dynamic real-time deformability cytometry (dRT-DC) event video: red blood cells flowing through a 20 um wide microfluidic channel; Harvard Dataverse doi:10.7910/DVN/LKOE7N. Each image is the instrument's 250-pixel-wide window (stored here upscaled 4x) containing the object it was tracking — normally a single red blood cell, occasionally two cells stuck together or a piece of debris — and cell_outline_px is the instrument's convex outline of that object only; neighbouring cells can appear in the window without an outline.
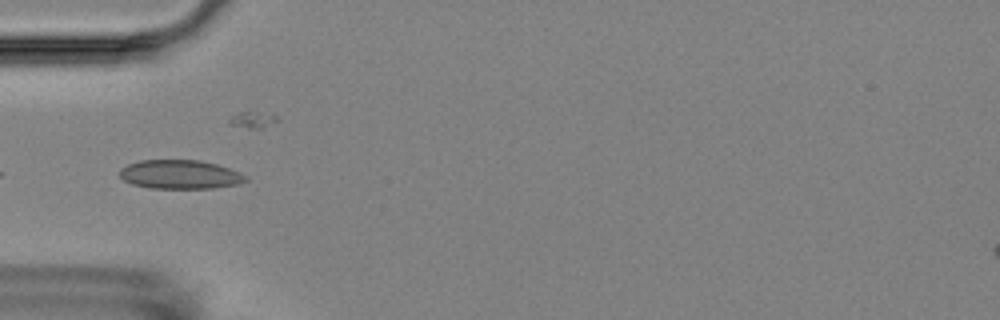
{"species": "Egyptian fruit bat (a non-hibernating species)", "species_latin": "Rousettus aegyptiacus", "temperature_condition": "room temperature", "stored_images_in_passage": 7, "camera_frame_rate_fps": 3000, "um_per_image_px": 0.085, "animal": {"sex": "female"}, "frame": {"image": 1, "passage_image": 3, "time_ms": 3.333, "image_size_px": [1000, 320], "cell_outline_px": [[248, 180], [240, 184], [216, 188], [148, 188], [132, 184], [124, 180], [120, 176], [120, 168], [128, 164], [140, 160], [200, 160], [216, 164], [240, 172], [248, 176]], "centroid_in_image_um": [15.33, 14.83], "position_along_channel_um": 69.7, "area_um2": 21.39}}
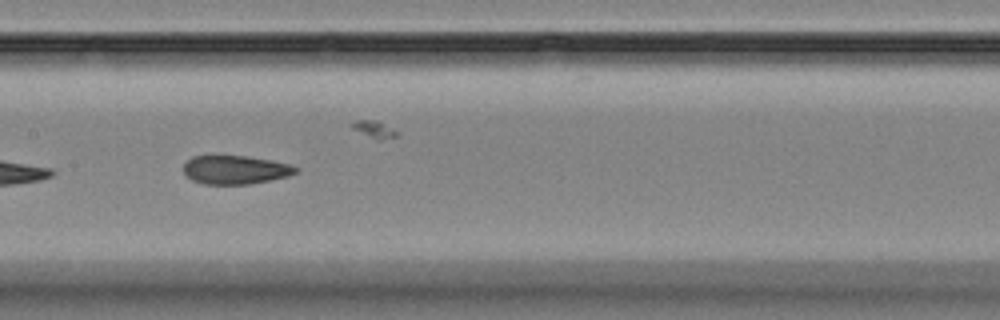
{"frame": {"image": 2, "passage_image": 6, "time_ms": 6.667, "image_size_px": [1000, 320], "cell_outline_px": [[300, 168], [296, 172], [288, 176], [248, 184], [204, 184], [192, 180], [184, 176], [184, 164], [192, 156], [244, 156], [268, 160], [288, 164]], "centroid_in_image_um": [19.96, 14.44], "position_along_channel_um": 187.4, "area_um2": 18.5}}